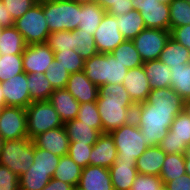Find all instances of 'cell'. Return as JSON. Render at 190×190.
Instances as JSON below:
<instances>
[{
    "label": "cell",
    "instance_id": "cell-1",
    "mask_svg": "<svg viewBox=\"0 0 190 190\" xmlns=\"http://www.w3.org/2000/svg\"><path fill=\"white\" fill-rule=\"evenodd\" d=\"M96 103L103 125V133H111L133 121L136 104L123 84L101 85Z\"/></svg>",
    "mask_w": 190,
    "mask_h": 190
},
{
    "label": "cell",
    "instance_id": "cell-2",
    "mask_svg": "<svg viewBox=\"0 0 190 190\" xmlns=\"http://www.w3.org/2000/svg\"><path fill=\"white\" fill-rule=\"evenodd\" d=\"M181 111L183 109L155 108V106L145 101L136 104L133 120L143 133L146 144L149 147L158 146L170 130L175 117Z\"/></svg>",
    "mask_w": 190,
    "mask_h": 190
},
{
    "label": "cell",
    "instance_id": "cell-3",
    "mask_svg": "<svg viewBox=\"0 0 190 190\" xmlns=\"http://www.w3.org/2000/svg\"><path fill=\"white\" fill-rule=\"evenodd\" d=\"M88 79L100 87L104 84H122L128 69L111 53H98L84 60V70Z\"/></svg>",
    "mask_w": 190,
    "mask_h": 190
},
{
    "label": "cell",
    "instance_id": "cell-4",
    "mask_svg": "<svg viewBox=\"0 0 190 190\" xmlns=\"http://www.w3.org/2000/svg\"><path fill=\"white\" fill-rule=\"evenodd\" d=\"M43 12L50 33L75 31L80 25L81 4L70 0H43Z\"/></svg>",
    "mask_w": 190,
    "mask_h": 190
},
{
    "label": "cell",
    "instance_id": "cell-5",
    "mask_svg": "<svg viewBox=\"0 0 190 190\" xmlns=\"http://www.w3.org/2000/svg\"><path fill=\"white\" fill-rule=\"evenodd\" d=\"M34 161V142L29 138L3 141L0 164L8 167L17 176L28 171Z\"/></svg>",
    "mask_w": 190,
    "mask_h": 190
},
{
    "label": "cell",
    "instance_id": "cell-6",
    "mask_svg": "<svg viewBox=\"0 0 190 190\" xmlns=\"http://www.w3.org/2000/svg\"><path fill=\"white\" fill-rule=\"evenodd\" d=\"M110 134L115 142L117 157L122 161H136L149 147L134 120Z\"/></svg>",
    "mask_w": 190,
    "mask_h": 190
},
{
    "label": "cell",
    "instance_id": "cell-7",
    "mask_svg": "<svg viewBox=\"0 0 190 190\" xmlns=\"http://www.w3.org/2000/svg\"><path fill=\"white\" fill-rule=\"evenodd\" d=\"M23 36L26 45L46 43L50 34L48 23L43 12V0H38L13 25Z\"/></svg>",
    "mask_w": 190,
    "mask_h": 190
},
{
    "label": "cell",
    "instance_id": "cell-8",
    "mask_svg": "<svg viewBox=\"0 0 190 190\" xmlns=\"http://www.w3.org/2000/svg\"><path fill=\"white\" fill-rule=\"evenodd\" d=\"M28 138L33 140L41 133L63 126L59 114L49 101L32 102L26 108Z\"/></svg>",
    "mask_w": 190,
    "mask_h": 190
},
{
    "label": "cell",
    "instance_id": "cell-9",
    "mask_svg": "<svg viewBox=\"0 0 190 190\" xmlns=\"http://www.w3.org/2000/svg\"><path fill=\"white\" fill-rule=\"evenodd\" d=\"M166 154H186L190 146V117L181 111L158 145Z\"/></svg>",
    "mask_w": 190,
    "mask_h": 190
},
{
    "label": "cell",
    "instance_id": "cell-10",
    "mask_svg": "<svg viewBox=\"0 0 190 190\" xmlns=\"http://www.w3.org/2000/svg\"><path fill=\"white\" fill-rule=\"evenodd\" d=\"M0 136L4 141L28 138L25 108L5 106L1 109Z\"/></svg>",
    "mask_w": 190,
    "mask_h": 190
},
{
    "label": "cell",
    "instance_id": "cell-11",
    "mask_svg": "<svg viewBox=\"0 0 190 190\" xmlns=\"http://www.w3.org/2000/svg\"><path fill=\"white\" fill-rule=\"evenodd\" d=\"M169 38L170 31L168 30L146 28L132 41L143 62H146L160 58L161 52Z\"/></svg>",
    "mask_w": 190,
    "mask_h": 190
},
{
    "label": "cell",
    "instance_id": "cell-12",
    "mask_svg": "<svg viewBox=\"0 0 190 190\" xmlns=\"http://www.w3.org/2000/svg\"><path fill=\"white\" fill-rule=\"evenodd\" d=\"M134 9L138 10L146 28L170 31L169 4L157 0H131Z\"/></svg>",
    "mask_w": 190,
    "mask_h": 190
},
{
    "label": "cell",
    "instance_id": "cell-13",
    "mask_svg": "<svg viewBox=\"0 0 190 190\" xmlns=\"http://www.w3.org/2000/svg\"><path fill=\"white\" fill-rule=\"evenodd\" d=\"M93 37L98 53H111L125 41L119 27H117L116 16L110 15L107 12L94 32Z\"/></svg>",
    "mask_w": 190,
    "mask_h": 190
},
{
    "label": "cell",
    "instance_id": "cell-14",
    "mask_svg": "<svg viewBox=\"0 0 190 190\" xmlns=\"http://www.w3.org/2000/svg\"><path fill=\"white\" fill-rule=\"evenodd\" d=\"M23 71L29 73H45L55 60L54 52L46 43L26 45L22 53Z\"/></svg>",
    "mask_w": 190,
    "mask_h": 190
},
{
    "label": "cell",
    "instance_id": "cell-15",
    "mask_svg": "<svg viewBox=\"0 0 190 190\" xmlns=\"http://www.w3.org/2000/svg\"><path fill=\"white\" fill-rule=\"evenodd\" d=\"M27 81V74L22 72L7 81L1 82L5 106H17L26 109L32 103Z\"/></svg>",
    "mask_w": 190,
    "mask_h": 190
},
{
    "label": "cell",
    "instance_id": "cell-16",
    "mask_svg": "<svg viewBox=\"0 0 190 190\" xmlns=\"http://www.w3.org/2000/svg\"><path fill=\"white\" fill-rule=\"evenodd\" d=\"M122 84L135 104L145 102L152 89L143 65L128 69Z\"/></svg>",
    "mask_w": 190,
    "mask_h": 190
},
{
    "label": "cell",
    "instance_id": "cell-17",
    "mask_svg": "<svg viewBox=\"0 0 190 190\" xmlns=\"http://www.w3.org/2000/svg\"><path fill=\"white\" fill-rule=\"evenodd\" d=\"M33 142L36 147L50 151L59 157L68 155L70 140L64 126L39 134Z\"/></svg>",
    "mask_w": 190,
    "mask_h": 190
},
{
    "label": "cell",
    "instance_id": "cell-18",
    "mask_svg": "<svg viewBox=\"0 0 190 190\" xmlns=\"http://www.w3.org/2000/svg\"><path fill=\"white\" fill-rule=\"evenodd\" d=\"M66 89L80 104L97 101L99 87L88 79L84 71L70 74Z\"/></svg>",
    "mask_w": 190,
    "mask_h": 190
},
{
    "label": "cell",
    "instance_id": "cell-19",
    "mask_svg": "<svg viewBox=\"0 0 190 190\" xmlns=\"http://www.w3.org/2000/svg\"><path fill=\"white\" fill-rule=\"evenodd\" d=\"M117 157L115 142L110 133H102L92 147L89 165L110 168Z\"/></svg>",
    "mask_w": 190,
    "mask_h": 190
},
{
    "label": "cell",
    "instance_id": "cell-20",
    "mask_svg": "<svg viewBox=\"0 0 190 190\" xmlns=\"http://www.w3.org/2000/svg\"><path fill=\"white\" fill-rule=\"evenodd\" d=\"M78 185L85 190H114L110 170L101 166L88 165L82 168Z\"/></svg>",
    "mask_w": 190,
    "mask_h": 190
},
{
    "label": "cell",
    "instance_id": "cell-21",
    "mask_svg": "<svg viewBox=\"0 0 190 190\" xmlns=\"http://www.w3.org/2000/svg\"><path fill=\"white\" fill-rule=\"evenodd\" d=\"M109 170L114 190H131L138 175L136 161H122V158L116 157Z\"/></svg>",
    "mask_w": 190,
    "mask_h": 190
},
{
    "label": "cell",
    "instance_id": "cell-22",
    "mask_svg": "<svg viewBox=\"0 0 190 190\" xmlns=\"http://www.w3.org/2000/svg\"><path fill=\"white\" fill-rule=\"evenodd\" d=\"M64 123L75 119L80 103L66 89H55L48 100Z\"/></svg>",
    "mask_w": 190,
    "mask_h": 190
},
{
    "label": "cell",
    "instance_id": "cell-23",
    "mask_svg": "<svg viewBox=\"0 0 190 190\" xmlns=\"http://www.w3.org/2000/svg\"><path fill=\"white\" fill-rule=\"evenodd\" d=\"M166 153L159 146L148 147L136 160L138 174L159 176Z\"/></svg>",
    "mask_w": 190,
    "mask_h": 190
},
{
    "label": "cell",
    "instance_id": "cell-24",
    "mask_svg": "<svg viewBox=\"0 0 190 190\" xmlns=\"http://www.w3.org/2000/svg\"><path fill=\"white\" fill-rule=\"evenodd\" d=\"M63 126L70 142L94 145L102 134L100 131L92 128L91 125H87L76 118L64 123Z\"/></svg>",
    "mask_w": 190,
    "mask_h": 190
},
{
    "label": "cell",
    "instance_id": "cell-25",
    "mask_svg": "<svg viewBox=\"0 0 190 190\" xmlns=\"http://www.w3.org/2000/svg\"><path fill=\"white\" fill-rule=\"evenodd\" d=\"M146 76L152 89L171 87V71L159 59L150 60L143 63Z\"/></svg>",
    "mask_w": 190,
    "mask_h": 190
},
{
    "label": "cell",
    "instance_id": "cell-26",
    "mask_svg": "<svg viewBox=\"0 0 190 190\" xmlns=\"http://www.w3.org/2000/svg\"><path fill=\"white\" fill-rule=\"evenodd\" d=\"M155 108L183 109L184 99L171 87L151 89L146 100Z\"/></svg>",
    "mask_w": 190,
    "mask_h": 190
},
{
    "label": "cell",
    "instance_id": "cell-27",
    "mask_svg": "<svg viewBox=\"0 0 190 190\" xmlns=\"http://www.w3.org/2000/svg\"><path fill=\"white\" fill-rule=\"evenodd\" d=\"M159 60L169 68L183 66V64L190 63V50L170 37Z\"/></svg>",
    "mask_w": 190,
    "mask_h": 190
},
{
    "label": "cell",
    "instance_id": "cell-28",
    "mask_svg": "<svg viewBox=\"0 0 190 190\" xmlns=\"http://www.w3.org/2000/svg\"><path fill=\"white\" fill-rule=\"evenodd\" d=\"M106 11L96 2L81 4V17L78 29L94 35Z\"/></svg>",
    "mask_w": 190,
    "mask_h": 190
},
{
    "label": "cell",
    "instance_id": "cell-29",
    "mask_svg": "<svg viewBox=\"0 0 190 190\" xmlns=\"http://www.w3.org/2000/svg\"><path fill=\"white\" fill-rule=\"evenodd\" d=\"M26 47L23 36L14 27H3L0 37V55H22Z\"/></svg>",
    "mask_w": 190,
    "mask_h": 190
},
{
    "label": "cell",
    "instance_id": "cell-30",
    "mask_svg": "<svg viewBox=\"0 0 190 190\" xmlns=\"http://www.w3.org/2000/svg\"><path fill=\"white\" fill-rule=\"evenodd\" d=\"M116 19L117 27L125 40H133L142 30L146 29L141 14L136 9L122 16H117Z\"/></svg>",
    "mask_w": 190,
    "mask_h": 190
},
{
    "label": "cell",
    "instance_id": "cell-31",
    "mask_svg": "<svg viewBox=\"0 0 190 190\" xmlns=\"http://www.w3.org/2000/svg\"><path fill=\"white\" fill-rule=\"evenodd\" d=\"M27 78L31 101H48L54 89L50 81L45 77V74L29 73Z\"/></svg>",
    "mask_w": 190,
    "mask_h": 190
},
{
    "label": "cell",
    "instance_id": "cell-32",
    "mask_svg": "<svg viewBox=\"0 0 190 190\" xmlns=\"http://www.w3.org/2000/svg\"><path fill=\"white\" fill-rule=\"evenodd\" d=\"M81 173L82 167L71 159L69 155H64L60 158L53 178L75 186L80 182Z\"/></svg>",
    "mask_w": 190,
    "mask_h": 190
},
{
    "label": "cell",
    "instance_id": "cell-33",
    "mask_svg": "<svg viewBox=\"0 0 190 190\" xmlns=\"http://www.w3.org/2000/svg\"><path fill=\"white\" fill-rule=\"evenodd\" d=\"M185 174V154H166L159 175L163 185Z\"/></svg>",
    "mask_w": 190,
    "mask_h": 190
},
{
    "label": "cell",
    "instance_id": "cell-34",
    "mask_svg": "<svg viewBox=\"0 0 190 190\" xmlns=\"http://www.w3.org/2000/svg\"><path fill=\"white\" fill-rule=\"evenodd\" d=\"M111 55L127 69L142 66L144 63L132 40L122 42Z\"/></svg>",
    "mask_w": 190,
    "mask_h": 190
},
{
    "label": "cell",
    "instance_id": "cell-35",
    "mask_svg": "<svg viewBox=\"0 0 190 190\" xmlns=\"http://www.w3.org/2000/svg\"><path fill=\"white\" fill-rule=\"evenodd\" d=\"M171 88L184 100L190 98V63L183 66L170 67Z\"/></svg>",
    "mask_w": 190,
    "mask_h": 190
},
{
    "label": "cell",
    "instance_id": "cell-36",
    "mask_svg": "<svg viewBox=\"0 0 190 190\" xmlns=\"http://www.w3.org/2000/svg\"><path fill=\"white\" fill-rule=\"evenodd\" d=\"M51 179L50 171L29 168L19 177V190H42Z\"/></svg>",
    "mask_w": 190,
    "mask_h": 190
},
{
    "label": "cell",
    "instance_id": "cell-37",
    "mask_svg": "<svg viewBox=\"0 0 190 190\" xmlns=\"http://www.w3.org/2000/svg\"><path fill=\"white\" fill-rule=\"evenodd\" d=\"M169 10L170 31L176 27L190 25V3L187 0H172Z\"/></svg>",
    "mask_w": 190,
    "mask_h": 190
},
{
    "label": "cell",
    "instance_id": "cell-38",
    "mask_svg": "<svg viewBox=\"0 0 190 190\" xmlns=\"http://www.w3.org/2000/svg\"><path fill=\"white\" fill-rule=\"evenodd\" d=\"M60 158L50 151L36 147L34 144V161L30 168L50 171V177L52 178Z\"/></svg>",
    "mask_w": 190,
    "mask_h": 190
},
{
    "label": "cell",
    "instance_id": "cell-39",
    "mask_svg": "<svg viewBox=\"0 0 190 190\" xmlns=\"http://www.w3.org/2000/svg\"><path fill=\"white\" fill-rule=\"evenodd\" d=\"M46 44L54 51L75 50V31H58L50 33Z\"/></svg>",
    "mask_w": 190,
    "mask_h": 190
},
{
    "label": "cell",
    "instance_id": "cell-40",
    "mask_svg": "<svg viewBox=\"0 0 190 190\" xmlns=\"http://www.w3.org/2000/svg\"><path fill=\"white\" fill-rule=\"evenodd\" d=\"M23 71L22 55H0V82L18 75Z\"/></svg>",
    "mask_w": 190,
    "mask_h": 190
},
{
    "label": "cell",
    "instance_id": "cell-41",
    "mask_svg": "<svg viewBox=\"0 0 190 190\" xmlns=\"http://www.w3.org/2000/svg\"><path fill=\"white\" fill-rule=\"evenodd\" d=\"M54 59L70 74L84 70V60L75 50L54 51Z\"/></svg>",
    "mask_w": 190,
    "mask_h": 190
},
{
    "label": "cell",
    "instance_id": "cell-42",
    "mask_svg": "<svg viewBox=\"0 0 190 190\" xmlns=\"http://www.w3.org/2000/svg\"><path fill=\"white\" fill-rule=\"evenodd\" d=\"M75 51L83 60L98 54L93 35L77 28L75 30Z\"/></svg>",
    "mask_w": 190,
    "mask_h": 190
},
{
    "label": "cell",
    "instance_id": "cell-43",
    "mask_svg": "<svg viewBox=\"0 0 190 190\" xmlns=\"http://www.w3.org/2000/svg\"><path fill=\"white\" fill-rule=\"evenodd\" d=\"M76 119L82 121L83 123H86L87 125H91L92 128L103 133V125L101 122L99 111L97 109L96 101L81 103L79 105Z\"/></svg>",
    "mask_w": 190,
    "mask_h": 190
},
{
    "label": "cell",
    "instance_id": "cell-44",
    "mask_svg": "<svg viewBox=\"0 0 190 190\" xmlns=\"http://www.w3.org/2000/svg\"><path fill=\"white\" fill-rule=\"evenodd\" d=\"M45 77L50 81L53 89L66 88L70 73L58 64V61L54 60L51 65L48 66L47 71L44 73Z\"/></svg>",
    "mask_w": 190,
    "mask_h": 190
},
{
    "label": "cell",
    "instance_id": "cell-45",
    "mask_svg": "<svg viewBox=\"0 0 190 190\" xmlns=\"http://www.w3.org/2000/svg\"><path fill=\"white\" fill-rule=\"evenodd\" d=\"M93 145L70 142L68 155L80 167L85 168L89 165V156L91 154Z\"/></svg>",
    "mask_w": 190,
    "mask_h": 190
},
{
    "label": "cell",
    "instance_id": "cell-46",
    "mask_svg": "<svg viewBox=\"0 0 190 190\" xmlns=\"http://www.w3.org/2000/svg\"><path fill=\"white\" fill-rule=\"evenodd\" d=\"M7 12L15 21L22 17L38 0H1Z\"/></svg>",
    "mask_w": 190,
    "mask_h": 190
},
{
    "label": "cell",
    "instance_id": "cell-47",
    "mask_svg": "<svg viewBox=\"0 0 190 190\" xmlns=\"http://www.w3.org/2000/svg\"><path fill=\"white\" fill-rule=\"evenodd\" d=\"M163 185L159 176L138 174L134 180L131 190H159Z\"/></svg>",
    "mask_w": 190,
    "mask_h": 190
},
{
    "label": "cell",
    "instance_id": "cell-48",
    "mask_svg": "<svg viewBox=\"0 0 190 190\" xmlns=\"http://www.w3.org/2000/svg\"><path fill=\"white\" fill-rule=\"evenodd\" d=\"M0 190H19V176L0 164Z\"/></svg>",
    "mask_w": 190,
    "mask_h": 190
},
{
    "label": "cell",
    "instance_id": "cell-49",
    "mask_svg": "<svg viewBox=\"0 0 190 190\" xmlns=\"http://www.w3.org/2000/svg\"><path fill=\"white\" fill-rule=\"evenodd\" d=\"M170 37L190 50V25L173 28Z\"/></svg>",
    "mask_w": 190,
    "mask_h": 190
},
{
    "label": "cell",
    "instance_id": "cell-50",
    "mask_svg": "<svg viewBox=\"0 0 190 190\" xmlns=\"http://www.w3.org/2000/svg\"><path fill=\"white\" fill-rule=\"evenodd\" d=\"M131 3V0H120L116 5H113L107 13L116 17L127 14L134 9Z\"/></svg>",
    "mask_w": 190,
    "mask_h": 190
},
{
    "label": "cell",
    "instance_id": "cell-51",
    "mask_svg": "<svg viewBox=\"0 0 190 190\" xmlns=\"http://www.w3.org/2000/svg\"><path fill=\"white\" fill-rule=\"evenodd\" d=\"M169 190H190V176L188 174L168 182L166 184Z\"/></svg>",
    "mask_w": 190,
    "mask_h": 190
},
{
    "label": "cell",
    "instance_id": "cell-52",
    "mask_svg": "<svg viewBox=\"0 0 190 190\" xmlns=\"http://www.w3.org/2000/svg\"><path fill=\"white\" fill-rule=\"evenodd\" d=\"M71 184L65 183L52 177L48 184L42 190H72Z\"/></svg>",
    "mask_w": 190,
    "mask_h": 190
},
{
    "label": "cell",
    "instance_id": "cell-53",
    "mask_svg": "<svg viewBox=\"0 0 190 190\" xmlns=\"http://www.w3.org/2000/svg\"><path fill=\"white\" fill-rule=\"evenodd\" d=\"M14 25V20L7 12L3 2L0 0V27H11Z\"/></svg>",
    "mask_w": 190,
    "mask_h": 190
},
{
    "label": "cell",
    "instance_id": "cell-54",
    "mask_svg": "<svg viewBox=\"0 0 190 190\" xmlns=\"http://www.w3.org/2000/svg\"><path fill=\"white\" fill-rule=\"evenodd\" d=\"M120 0H95L106 12L113 6L116 5Z\"/></svg>",
    "mask_w": 190,
    "mask_h": 190
},
{
    "label": "cell",
    "instance_id": "cell-55",
    "mask_svg": "<svg viewBox=\"0 0 190 190\" xmlns=\"http://www.w3.org/2000/svg\"><path fill=\"white\" fill-rule=\"evenodd\" d=\"M183 111L190 117V98L184 100Z\"/></svg>",
    "mask_w": 190,
    "mask_h": 190
},
{
    "label": "cell",
    "instance_id": "cell-56",
    "mask_svg": "<svg viewBox=\"0 0 190 190\" xmlns=\"http://www.w3.org/2000/svg\"><path fill=\"white\" fill-rule=\"evenodd\" d=\"M2 92H3V89L0 82V107H5V99Z\"/></svg>",
    "mask_w": 190,
    "mask_h": 190
},
{
    "label": "cell",
    "instance_id": "cell-57",
    "mask_svg": "<svg viewBox=\"0 0 190 190\" xmlns=\"http://www.w3.org/2000/svg\"><path fill=\"white\" fill-rule=\"evenodd\" d=\"M185 169L186 174L190 176V159L185 155Z\"/></svg>",
    "mask_w": 190,
    "mask_h": 190
},
{
    "label": "cell",
    "instance_id": "cell-58",
    "mask_svg": "<svg viewBox=\"0 0 190 190\" xmlns=\"http://www.w3.org/2000/svg\"><path fill=\"white\" fill-rule=\"evenodd\" d=\"M78 4H86V3H92L95 2V0H70Z\"/></svg>",
    "mask_w": 190,
    "mask_h": 190
},
{
    "label": "cell",
    "instance_id": "cell-59",
    "mask_svg": "<svg viewBox=\"0 0 190 190\" xmlns=\"http://www.w3.org/2000/svg\"><path fill=\"white\" fill-rule=\"evenodd\" d=\"M72 190H85V189H83V188H82L81 186H79V185H75V186H73Z\"/></svg>",
    "mask_w": 190,
    "mask_h": 190
},
{
    "label": "cell",
    "instance_id": "cell-60",
    "mask_svg": "<svg viewBox=\"0 0 190 190\" xmlns=\"http://www.w3.org/2000/svg\"><path fill=\"white\" fill-rule=\"evenodd\" d=\"M157 1L160 2V3L170 4V2H171L172 0H157Z\"/></svg>",
    "mask_w": 190,
    "mask_h": 190
},
{
    "label": "cell",
    "instance_id": "cell-61",
    "mask_svg": "<svg viewBox=\"0 0 190 190\" xmlns=\"http://www.w3.org/2000/svg\"><path fill=\"white\" fill-rule=\"evenodd\" d=\"M185 155L190 159V146L188 147V150L186 151Z\"/></svg>",
    "mask_w": 190,
    "mask_h": 190
},
{
    "label": "cell",
    "instance_id": "cell-62",
    "mask_svg": "<svg viewBox=\"0 0 190 190\" xmlns=\"http://www.w3.org/2000/svg\"><path fill=\"white\" fill-rule=\"evenodd\" d=\"M3 139L1 138V136H0V152H1V149H2V144H3Z\"/></svg>",
    "mask_w": 190,
    "mask_h": 190
},
{
    "label": "cell",
    "instance_id": "cell-63",
    "mask_svg": "<svg viewBox=\"0 0 190 190\" xmlns=\"http://www.w3.org/2000/svg\"><path fill=\"white\" fill-rule=\"evenodd\" d=\"M159 190H169L166 185H162V187Z\"/></svg>",
    "mask_w": 190,
    "mask_h": 190
},
{
    "label": "cell",
    "instance_id": "cell-64",
    "mask_svg": "<svg viewBox=\"0 0 190 190\" xmlns=\"http://www.w3.org/2000/svg\"><path fill=\"white\" fill-rule=\"evenodd\" d=\"M2 29H3V27H0V37H1V34H2Z\"/></svg>",
    "mask_w": 190,
    "mask_h": 190
}]
</instances>
